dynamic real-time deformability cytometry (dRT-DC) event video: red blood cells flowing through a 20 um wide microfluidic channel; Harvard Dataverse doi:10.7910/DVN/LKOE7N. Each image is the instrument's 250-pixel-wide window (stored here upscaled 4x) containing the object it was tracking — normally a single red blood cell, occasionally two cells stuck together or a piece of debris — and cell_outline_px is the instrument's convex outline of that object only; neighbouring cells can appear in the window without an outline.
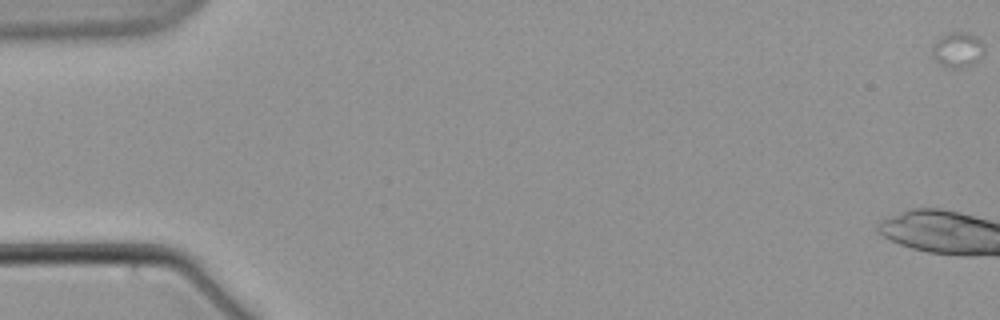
{"species": "common noctule bat (a hibernating species)", "species_latin": "Nyctalus noctula", "temperature_condition": "warm", "stored_images_in_passage": 4, "camera_frame_rate_fps": 3000, "um_per_image_px": 0.085, "animal": {"sex": "male", "body_mass_g": 21.5, "forearm_length_mm": 52.0}, "frame": {"image": 1, "passage_image": 1, "time_ms": 0.0, "image_size_px": [1000, 320], "cell_outline_px": [[984, 52], [972, 64], [964, 68], [944, 68], [932, 56], [932, 44], [936, 40], [948, 32], [968, 32], [976, 36], [984, 44]], "centroid_in_image_um": [81.37, 4.23], "position_along_channel_um": 3.6, "area_um2": 10.81}}